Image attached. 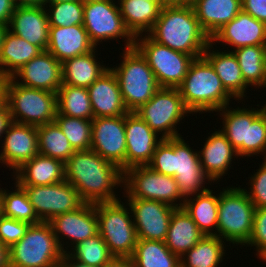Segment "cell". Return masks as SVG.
<instances>
[{
  "instance_id": "1",
  "label": "cell",
  "mask_w": 266,
  "mask_h": 267,
  "mask_svg": "<svg viewBox=\"0 0 266 267\" xmlns=\"http://www.w3.org/2000/svg\"><path fill=\"white\" fill-rule=\"evenodd\" d=\"M65 180L86 203L113 202L120 199L114 189L123 187V172L92 149L80 150L65 163Z\"/></svg>"
},
{
  "instance_id": "2",
  "label": "cell",
  "mask_w": 266,
  "mask_h": 267,
  "mask_svg": "<svg viewBox=\"0 0 266 267\" xmlns=\"http://www.w3.org/2000/svg\"><path fill=\"white\" fill-rule=\"evenodd\" d=\"M188 144L182 136L163 139L148 164L158 173L173 176L184 199L207 191L209 187L204 184L211 181L203 171L198 152Z\"/></svg>"
},
{
  "instance_id": "3",
  "label": "cell",
  "mask_w": 266,
  "mask_h": 267,
  "mask_svg": "<svg viewBox=\"0 0 266 267\" xmlns=\"http://www.w3.org/2000/svg\"><path fill=\"white\" fill-rule=\"evenodd\" d=\"M147 34L154 41L195 59L203 56L211 42L201 28L192 5L162 7Z\"/></svg>"
},
{
  "instance_id": "4",
  "label": "cell",
  "mask_w": 266,
  "mask_h": 267,
  "mask_svg": "<svg viewBox=\"0 0 266 267\" xmlns=\"http://www.w3.org/2000/svg\"><path fill=\"white\" fill-rule=\"evenodd\" d=\"M184 105L192 113H213L231 103L212 65L202 56L194 59L178 87ZM230 102V103H229Z\"/></svg>"
},
{
  "instance_id": "5",
  "label": "cell",
  "mask_w": 266,
  "mask_h": 267,
  "mask_svg": "<svg viewBox=\"0 0 266 267\" xmlns=\"http://www.w3.org/2000/svg\"><path fill=\"white\" fill-rule=\"evenodd\" d=\"M121 63L109 67L115 74L123 102L128 112H135L146 104L161 88L146 59L135 48L124 49Z\"/></svg>"
},
{
  "instance_id": "6",
  "label": "cell",
  "mask_w": 266,
  "mask_h": 267,
  "mask_svg": "<svg viewBox=\"0 0 266 267\" xmlns=\"http://www.w3.org/2000/svg\"><path fill=\"white\" fill-rule=\"evenodd\" d=\"M255 207L245 190L223 188L219 193L217 236L234 246L245 245L253 230Z\"/></svg>"
},
{
  "instance_id": "7",
  "label": "cell",
  "mask_w": 266,
  "mask_h": 267,
  "mask_svg": "<svg viewBox=\"0 0 266 267\" xmlns=\"http://www.w3.org/2000/svg\"><path fill=\"white\" fill-rule=\"evenodd\" d=\"M64 252L49 222L30 224L20 241L10 247V267H57Z\"/></svg>"
},
{
  "instance_id": "8",
  "label": "cell",
  "mask_w": 266,
  "mask_h": 267,
  "mask_svg": "<svg viewBox=\"0 0 266 267\" xmlns=\"http://www.w3.org/2000/svg\"><path fill=\"white\" fill-rule=\"evenodd\" d=\"M6 103L11 121L31 126L54 122L57 114V93L28 88L9 77Z\"/></svg>"
},
{
  "instance_id": "9",
  "label": "cell",
  "mask_w": 266,
  "mask_h": 267,
  "mask_svg": "<svg viewBox=\"0 0 266 267\" xmlns=\"http://www.w3.org/2000/svg\"><path fill=\"white\" fill-rule=\"evenodd\" d=\"M127 206L121 199L96 203L98 233L113 256L131 257L137 245L136 228Z\"/></svg>"
},
{
  "instance_id": "10",
  "label": "cell",
  "mask_w": 266,
  "mask_h": 267,
  "mask_svg": "<svg viewBox=\"0 0 266 267\" xmlns=\"http://www.w3.org/2000/svg\"><path fill=\"white\" fill-rule=\"evenodd\" d=\"M143 36L135 37L134 47L146 59L158 85L178 88L195 58L154 41L148 34Z\"/></svg>"
},
{
  "instance_id": "11",
  "label": "cell",
  "mask_w": 266,
  "mask_h": 267,
  "mask_svg": "<svg viewBox=\"0 0 266 267\" xmlns=\"http://www.w3.org/2000/svg\"><path fill=\"white\" fill-rule=\"evenodd\" d=\"M122 188L126 198L160 201L174 208H183L184 205L185 199L178 190L175 178L158 173L148 165L124 171Z\"/></svg>"
},
{
  "instance_id": "12",
  "label": "cell",
  "mask_w": 266,
  "mask_h": 267,
  "mask_svg": "<svg viewBox=\"0 0 266 267\" xmlns=\"http://www.w3.org/2000/svg\"><path fill=\"white\" fill-rule=\"evenodd\" d=\"M135 113L157 134L162 133L160 137L163 139L181 136L176 127L184 116L191 114L178 88H160Z\"/></svg>"
},
{
  "instance_id": "13",
  "label": "cell",
  "mask_w": 266,
  "mask_h": 267,
  "mask_svg": "<svg viewBox=\"0 0 266 267\" xmlns=\"http://www.w3.org/2000/svg\"><path fill=\"white\" fill-rule=\"evenodd\" d=\"M83 26L97 46L103 40L125 39L124 49L134 47L135 37L126 28L116 0L84 3Z\"/></svg>"
},
{
  "instance_id": "14",
  "label": "cell",
  "mask_w": 266,
  "mask_h": 267,
  "mask_svg": "<svg viewBox=\"0 0 266 267\" xmlns=\"http://www.w3.org/2000/svg\"><path fill=\"white\" fill-rule=\"evenodd\" d=\"M20 186L26 191L37 217L43 222L77 210L86 203L76 188L66 180L53 185Z\"/></svg>"
},
{
  "instance_id": "15",
  "label": "cell",
  "mask_w": 266,
  "mask_h": 267,
  "mask_svg": "<svg viewBox=\"0 0 266 267\" xmlns=\"http://www.w3.org/2000/svg\"><path fill=\"white\" fill-rule=\"evenodd\" d=\"M91 149L125 171V115L92 120Z\"/></svg>"
},
{
  "instance_id": "16",
  "label": "cell",
  "mask_w": 266,
  "mask_h": 267,
  "mask_svg": "<svg viewBox=\"0 0 266 267\" xmlns=\"http://www.w3.org/2000/svg\"><path fill=\"white\" fill-rule=\"evenodd\" d=\"M138 239L165 241L171 215L176 209L160 201L126 198Z\"/></svg>"
},
{
  "instance_id": "17",
  "label": "cell",
  "mask_w": 266,
  "mask_h": 267,
  "mask_svg": "<svg viewBox=\"0 0 266 267\" xmlns=\"http://www.w3.org/2000/svg\"><path fill=\"white\" fill-rule=\"evenodd\" d=\"M49 223L61 249L64 253H67L68 245L72 248L80 241H84L98 233L96 203H85L77 210L54 216ZM63 239H68L66 245L69 241L71 244L69 243L64 247L65 242Z\"/></svg>"
},
{
  "instance_id": "18",
  "label": "cell",
  "mask_w": 266,
  "mask_h": 267,
  "mask_svg": "<svg viewBox=\"0 0 266 267\" xmlns=\"http://www.w3.org/2000/svg\"><path fill=\"white\" fill-rule=\"evenodd\" d=\"M135 112L125 115L126 155L125 171L148 165L157 145L163 140Z\"/></svg>"
},
{
  "instance_id": "19",
  "label": "cell",
  "mask_w": 266,
  "mask_h": 267,
  "mask_svg": "<svg viewBox=\"0 0 266 267\" xmlns=\"http://www.w3.org/2000/svg\"><path fill=\"white\" fill-rule=\"evenodd\" d=\"M4 134L0 163L14 173L38 154L37 127L11 121Z\"/></svg>"
},
{
  "instance_id": "20",
  "label": "cell",
  "mask_w": 266,
  "mask_h": 267,
  "mask_svg": "<svg viewBox=\"0 0 266 267\" xmlns=\"http://www.w3.org/2000/svg\"><path fill=\"white\" fill-rule=\"evenodd\" d=\"M11 78L28 88L57 93L62 86V65L45 50L23 65Z\"/></svg>"
},
{
  "instance_id": "21",
  "label": "cell",
  "mask_w": 266,
  "mask_h": 267,
  "mask_svg": "<svg viewBox=\"0 0 266 267\" xmlns=\"http://www.w3.org/2000/svg\"><path fill=\"white\" fill-rule=\"evenodd\" d=\"M228 44L242 48L254 45H266V24L241 10L230 22L220 28L211 38V42Z\"/></svg>"
},
{
  "instance_id": "22",
  "label": "cell",
  "mask_w": 266,
  "mask_h": 267,
  "mask_svg": "<svg viewBox=\"0 0 266 267\" xmlns=\"http://www.w3.org/2000/svg\"><path fill=\"white\" fill-rule=\"evenodd\" d=\"M8 28L10 32L38 46L42 51L47 49L50 26L45 7H15Z\"/></svg>"
},
{
  "instance_id": "23",
  "label": "cell",
  "mask_w": 266,
  "mask_h": 267,
  "mask_svg": "<svg viewBox=\"0 0 266 267\" xmlns=\"http://www.w3.org/2000/svg\"><path fill=\"white\" fill-rule=\"evenodd\" d=\"M94 118L126 115L118 80L109 68L88 88Z\"/></svg>"
},
{
  "instance_id": "24",
  "label": "cell",
  "mask_w": 266,
  "mask_h": 267,
  "mask_svg": "<svg viewBox=\"0 0 266 267\" xmlns=\"http://www.w3.org/2000/svg\"><path fill=\"white\" fill-rule=\"evenodd\" d=\"M208 134L210 136L206 138L202 150L198 151L199 159L203 171L211 183L217 180L216 183H218L221 177L227 175L230 170L233 157L235 160L239 155L220 130Z\"/></svg>"
},
{
  "instance_id": "25",
  "label": "cell",
  "mask_w": 266,
  "mask_h": 267,
  "mask_svg": "<svg viewBox=\"0 0 266 267\" xmlns=\"http://www.w3.org/2000/svg\"><path fill=\"white\" fill-rule=\"evenodd\" d=\"M95 48L83 24L70 27L50 26L49 28V41L46 50L60 63L73 57L89 53Z\"/></svg>"
},
{
  "instance_id": "26",
  "label": "cell",
  "mask_w": 266,
  "mask_h": 267,
  "mask_svg": "<svg viewBox=\"0 0 266 267\" xmlns=\"http://www.w3.org/2000/svg\"><path fill=\"white\" fill-rule=\"evenodd\" d=\"M230 108V109H229ZM266 109V104L262 108H231L227 105L217 111L221 117V132L236 149L239 157H248V134L252 122ZM222 111V112H221Z\"/></svg>"
},
{
  "instance_id": "27",
  "label": "cell",
  "mask_w": 266,
  "mask_h": 267,
  "mask_svg": "<svg viewBox=\"0 0 266 267\" xmlns=\"http://www.w3.org/2000/svg\"><path fill=\"white\" fill-rule=\"evenodd\" d=\"M213 44L210 42L205 49L203 57L212 65L214 71L221 80L225 90L236 100H243L246 97L248 85L245 83L242 71L238 64L237 58L232 51L227 52L214 50ZM213 48V50H211ZM220 51V52H219Z\"/></svg>"
},
{
  "instance_id": "28",
  "label": "cell",
  "mask_w": 266,
  "mask_h": 267,
  "mask_svg": "<svg viewBox=\"0 0 266 267\" xmlns=\"http://www.w3.org/2000/svg\"><path fill=\"white\" fill-rule=\"evenodd\" d=\"M12 176L19 185H53L65 180V163L37 154L17 169Z\"/></svg>"
},
{
  "instance_id": "29",
  "label": "cell",
  "mask_w": 266,
  "mask_h": 267,
  "mask_svg": "<svg viewBox=\"0 0 266 267\" xmlns=\"http://www.w3.org/2000/svg\"><path fill=\"white\" fill-rule=\"evenodd\" d=\"M191 5L210 39L242 10L241 0H192Z\"/></svg>"
},
{
  "instance_id": "30",
  "label": "cell",
  "mask_w": 266,
  "mask_h": 267,
  "mask_svg": "<svg viewBox=\"0 0 266 267\" xmlns=\"http://www.w3.org/2000/svg\"><path fill=\"white\" fill-rule=\"evenodd\" d=\"M205 235L184 208H176L172 215L165 239L168 249L181 257L194 247Z\"/></svg>"
},
{
  "instance_id": "31",
  "label": "cell",
  "mask_w": 266,
  "mask_h": 267,
  "mask_svg": "<svg viewBox=\"0 0 266 267\" xmlns=\"http://www.w3.org/2000/svg\"><path fill=\"white\" fill-rule=\"evenodd\" d=\"M96 48L61 63L62 85L78 86L88 88L92 85L109 67H105L96 58ZM98 61V62H97Z\"/></svg>"
},
{
  "instance_id": "32",
  "label": "cell",
  "mask_w": 266,
  "mask_h": 267,
  "mask_svg": "<svg viewBox=\"0 0 266 267\" xmlns=\"http://www.w3.org/2000/svg\"><path fill=\"white\" fill-rule=\"evenodd\" d=\"M126 28L136 37L147 34L158 19L162 5L160 1L117 0Z\"/></svg>"
},
{
  "instance_id": "33",
  "label": "cell",
  "mask_w": 266,
  "mask_h": 267,
  "mask_svg": "<svg viewBox=\"0 0 266 267\" xmlns=\"http://www.w3.org/2000/svg\"><path fill=\"white\" fill-rule=\"evenodd\" d=\"M218 204L219 193L215 195L209 188L203 193L196 194L194 198L185 199L183 208L204 235L217 236Z\"/></svg>"
},
{
  "instance_id": "34",
  "label": "cell",
  "mask_w": 266,
  "mask_h": 267,
  "mask_svg": "<svg viewBox=\"0 0 266 267\" xmlns=\"http://www.w3.org/2000/svg\"><path fill=\"white\" fill-rule=\"evenodd\" d=\"M41 52L38 46L28 43L8 30L0 49V72L11 77Z\"/></svg>"
},
{
  "instance_id": "35",
  "label": "cell",
  "mask_w": 266,
  "mask_h": 267,
  "mask_svg": "<svg viewBox=\"0 0 266 267\" xmlns=\"http://www.w3.org/2000/svg\"><path fill=\"white\" fill-rule=\"evenodd\" d=\"M237 58L245 83L266 87V45L246 46L231 50Z\"/></svg>"
},
{
  "instance_id": "36",
  "label": "cell",
  "mask_w": 266,
  "mask_h": 267,
  "mask_svg": "<svg viewBox=\"0 0 266 267\" xmlns=\"http://www.w3.org/2000/svg\"><path fill=\"white\" fill-rule=\"evenodd\" d=\"M224 241L215 235H205L180 257L181 267H218L226 255Z\"/></svg>"
},
{
  "instance_id": "37",
  "label": "cell",
  "mask_w": 266,
  "mask_h": 267,
  "mask_svg": "<svg viewBox=\"0 0 266 267\" xmlns=\"http://www.w3.org/2000/svg\"><path fill=\"white\" fill-rule=\"evenodd\" d=\"M131 258L135 267H181L180 257L164 241L138 239Z\"/></svg>"
},
{
  "instance_id": "38",
  "label": "cell",
  "mask_w": 266,
  "mask_h": 267,
  "mask_svg": "<svg viewBox=\"0 0 266 267\" xmlns=\"http://www.w3.org/2000/svg\"><path fill=\"white\" fill-rule=\"evenodd\" d=\"M57 114L93 120L88 89L62 85L57 91Z\"/></svg>"
},
{
  "instance_id": "39",
  "label": "cell",
  "mask_w": 266,
  "mask_h": 267,
  "mask_svg": "<svg viewBox=\"0 0 266 267\" xmlns=\"http://www.w3.org/2000/svg\"><path fill=\"white\" fill-rule=\"evenodd\" d=\"M37 135L38 154L66 163L75 152L67 137L55 122L38 126Z\"/></svg>"
},
{
  "instance_id": "40",
  "label": "cell",
  "mask_w": 266,
  "mask_h": 267,
  "mask_svg": "<svg viewBox=\"0 0 266 267\" xmlns=\"http://www.w3.org/2000/svg\"><path fill=\"white\" fill-rule=\"evenodd\" d=\"M14 184L15 189L10 192L1 188L2 216L29 224L40 223L26 191L16 181Z\"/></svg>"
},
{
  "instance_id": "41",
  "label": "cell",
  "mask_w": 266,
  "mask_h": 267,
  "mask_svg": "<svg viewBox=\"0 0 266 267\" xmlns=\"http://www.w3.org/2000/svg\"><path fill=\"white\" fill-rule=\"evenodd\" d=\"M69 250L67 253L73 259L94 267H103L113 257L99 233L80 241Z\"/></svg>"
},
{
  "instance_id": "42",
  "label": "cell",
  "mask_w": 266,
  "mask_h": 267,
  "mask_svg": "<svg viewBox=\"0 0 266 267\" xmlns=\"http://www.w3.org/2000/svg\"><path fill=\"white\" fill-rule=\"evenodd\" d=\"M54 122L75 151L91 149L92 120L56 114Z\"/></svg>"
},
{
  "instance_id": "43",
  "label": "cell",
  "mask_w": 266,
  "mask_h": 267,
  "mask_svg": "<svg viewBox=\"0 0 266 267\" xmlns=\"http://www.w3.org/2000/svg\"><path fill=\"white\" fill-rule=\"evenodd\" d=\"M44 7L49 26L70 27L83 24L84 3L81 0L46 3Z\"/></svg>"
},
{
  "instance_id": "44",
  "label": "cell",
  "mask_w": 266,
  "mask_h": 267,
  "mask_svg": "<svg viewBox=\"0 0 266 267\" xmlns=\"http://www.w3.org/2000/svg\"><path fill=\"white\" fill-rule=\"evenodd\" d=\"M261 153L266 159V109L252 122L248 134V157Z\"/></svg>"
},
{
  "instance_id": "45",
  "label": "cell",
  "mask_w": 266,
  "mask_h": 267,
  "mask_svg": "<svg viewBox=\"0 0 266 267\" xmlns=\"http://www.w3.org/2000/svg\"><path fill=\"white\" fill-rule=\"evenodd\" d=\"M256 246V256L266 262V207L255 208L252 235L244 246Z\"/></svg>"
},
{
  "instance_id": "46",
  "label": "cell",
  "mask_w": 266,
  "mask_h": 267,
  "mask_svg": "<svg viewBox=\"0 0 266 267\" xmlns=\"http://www.w3.org/2000/svg\"><path fill=\"white\" fill-rule=\"evenodd\" d=\"M247 191L243 188L255 208L266 207V159H263L261 166L255 174L250 177Z\"/></svg>"
},
{
  "instance_id": "47",
  "label": "cell",
  "mask_w": 266,
  "mask_h": 267,
  "mask_svg": "<svg viewBox=\"0 0 266 267\" xmlns=\"http://www.w3.org/2000/svg\"><path fill=\"white\" fill-rule=\"evenodd\" d=\"M29 223L11 219L5 216L0 217V241L7 247L17 243L25 235Z\"/></svg>"
},
{
  "instance_id": "48",
  "label": "cell",
  "mask_w": 266,
  "mask_h": 267,
  "mask_svg": "<svg viewBox=\"0 0 266 267\" xmlns=\"http://www.w3.org/2000/svg\"><path fill=\"white\" fill-rule=\"evenodd\" d=\"M242 10L266 24V0H241Z\"/></svg>"
},
{
  "instance_id": "49",
  "label": "cell",
  "mask_w": 266,
  "mask_h": 267,
  "mask_svg": "<svg viewBox=\"0 0 266 267\" xmlns=\"http://www.w3.org/2000/svg\"><path fill=\"white\" fill-rule=\"evenodd\" d=\"M15 7L13 0H0V24L9 25Z\"/></svg>"
},
{
  "instance_id": "50",
  "label": "cell",
  "mask_w": 266,
  "mask_h": 267,
  "mask_svg": "<svg viewBox=\"0 0 266 267\" xmlns=\"http://www.w3.org/2000/svg\"><path fill=\"white\" fill-rule=\"evenodd\" d=\"M103 267H135L131 257L113 256Z\"/></svg>"
},
{
  "instance_id": "51",
  "label": "cell",
  "mask_w": 266,
  "mask_h": 267,
  "mask_svg": "<svg viewBox=\"0 0 266 267\" xmlns=\"http://www.w3.org/2000/svg\"><path fill=\"white\" fill-rule=\"evenodd\" d=\"M10 122H11L10 113L7 103L5 102L2 106H0V139L4 135L6 128Z\"/></svg>"
},
{
  "instance_id": "52",
  "label": "cell",
  "mask_w": 266,
  "mask_h": 267,
  "mask_svg": "<svg viewBox=\"0 0 266 267\" xmlns=\"http://www.w3.org/2000/svg\"><path fill=\"white\" fill-rule=\"evenodd\" d=\"M60 267H94L87 264L81 263L73 259L68 253H64L61 262L59 263Z\"/></svg>"
},
{
  "instance_id": "53",
  "label": "cell",
  "mask_w": 266,
  "mask_h": 267,
  "mask_svg": "<svg viewBox=\"0 0 266 267\" xmlns=\"http://www.w3.org/2000/svg\"><path fill=\"white\" fill-rule=\"evenodd\" d=\"M0 267H10V247L0 241Z\"/></svg>"
},
{
  "instance_id": "54",
  "label": "cell",
  "mask_w": 266,
  "mask_h": 267,
  "mask_svg": "<svg viewBox=\"0 0 266 267\" xmlns=\"http://www.w3.org/2000/svg\"><path fill=\"white\" fill-rule=\"evenodd\" d=\"M9 77L0 72V106L6 102V89Z\"/></svg>"
},
{
  "instance_id": "55",
  "label": "cell",
  "mask_w": 266,
  "mask_h": 267,
  "mask_svg": "<svg viewBox=\"0 0 266 267\" xmlns=\"http://www.w3.org/2000/svg\"><path fill=\"white\" fill-rule=\"evenodd\" d=\"M15 6H41L44 7L47 0H13Z\"/></svg>"
},
{
  "instance_id": "56",
  "label": "cell",
  "mask_w": 266,
  "mask_h": 267,
  "mask_svg": "<svg viewBox=\"0 0 266 267\" xmlns=\"http://www.w3.org/2000/svg\"><path fill=\"white\" fill-rule=\"evenodd\" d=\"M162 7L187 6L191 5L192 0H160Z\"/></svg>"
},
{
  "instance_id": "57",
  "label": "cell",
  "mask_w": 266,
  "mask_h": 267,
  "mask_svg": "<svg viewBox=\"0 0 266 267\" xmlns=\"http://www.w3.org/2000/svg\"><path fill=\"white\" fill-rule=\"evenodd\" d=\"M8 29L9 28H8L7 25L0 24V49H1V46H2V43H3V40H4V36L7 33Z\"/></svg>"
},
{
  "instance_id": "58",
  "label": "cell",
  "mask_w": 266,
  "mask_h": 267,
  "mask_svg": "<svg viewBox=\"0 0 266 267\" xmlns=\"http://www.w3.org/2000/svg\"><path fill=\"white\" fill-rule=\"evenodd\" d=\"M65 1H75V0H47L46 3H59V2H65Z\"/></svg>"
},
{
  "instance_id": "59",
  "label": "cell",
  "mask_w": 266,
  "mask_h": 267,
  "mask_svg": "<svg viewBox=\"0 0 266 267\" xmlns=\"http://www.w3.org/2000/svg\"><path fill=\"white\" fill-rule=\"evenodd\" d=\"M83 3H91V2H103L106 0H81Z\"/></svg>"
},
{
  "instance_id": "60",
  "label": "cell",
  "mask_w": 266,
  "mask_h": 267,
  "mask_svg": "<svg viewBox=\"0 0 266 267\" xmlns=\"http://www.w3.org/2000/svg\"><path fill=\"white\" fill-rule=\"evenodd\" d=\"M2 216V196H1V188H0V217Z\"/></svg>"
},
{
  "instance_id": "61",
  "label": "cell",
  "mask_w": 266,
  "mask_h": 267,
  "mask_svg": "<svg viewBox=\"0 0 266 267\" xmlns=\"http://www.w3.org/2000/svg\"><path fill=\"white\" fill-rule=\"evenodd\" d=\"M144 1H160V0H144Z\"/></svg>"
}]
</instances>
